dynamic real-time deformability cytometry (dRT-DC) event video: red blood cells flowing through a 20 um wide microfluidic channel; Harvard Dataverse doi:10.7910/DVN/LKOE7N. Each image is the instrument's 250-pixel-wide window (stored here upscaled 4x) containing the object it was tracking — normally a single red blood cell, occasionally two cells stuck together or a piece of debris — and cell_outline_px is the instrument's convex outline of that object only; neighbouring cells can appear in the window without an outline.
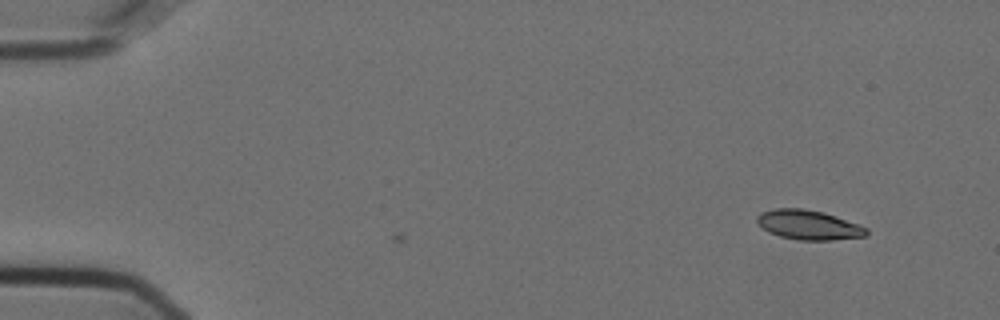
{"species": "Egyptian fruit bat (a non-hibernating species)", "species_latin": "Rousettus aegyptiacus", "temperature_condition": "cold", "stored_images_in_passage": 4, "camera_frame_rate_fps": 3000, "um_per_image_px": 0.085, "animal": {"sex": "female"}, "frame": {"image": 1, "passage_image": 4, "time_ms": 1.0, "image_size_px": [1000, 320], "cell_outline_px": [[868, 236], [832, 240], [800, 240], [780, 236], [768, 232], [756, 220], [756, 216], [760, 212], [776, 208], [804, 208], [824, 212], [836, 216], [868, 228]], "centroid_in_image_um": [68.74, 19.11], "position_along_channel_um": 16.3, "area_um2": 18.9}}